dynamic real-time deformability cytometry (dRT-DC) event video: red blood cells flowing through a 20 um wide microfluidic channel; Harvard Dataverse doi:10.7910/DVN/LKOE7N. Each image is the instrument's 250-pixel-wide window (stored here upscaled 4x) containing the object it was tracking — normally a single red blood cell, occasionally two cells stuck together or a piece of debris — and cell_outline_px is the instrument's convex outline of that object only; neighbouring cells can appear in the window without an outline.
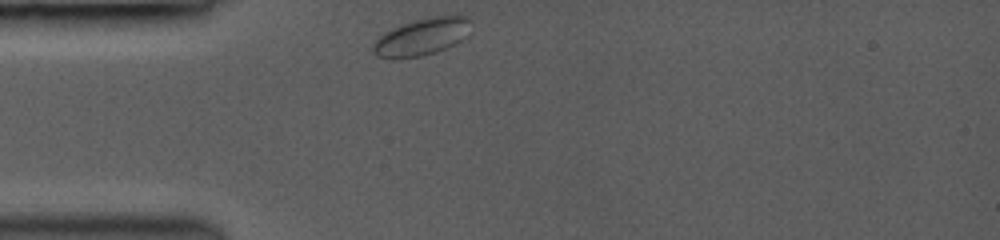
{"species": "common noctule bat (a hibernating species)", "species_latin": "Nyctalus noctula", "temperature_condition": "room temperature", "stored_images_in_passage": 5, "camera_frame_rate_fps": 3000, "um_per_image_px": 0.085, "animal": {"sex": "female", "body_mass_g": 19.0, "forearm_length_mm": 53.3}, "frame": {"image": 1, "passage_image": 1, "time_ms": 0.0, "image_size_px": [1000, 240], "cell_outline_px": [[468, 20], [464, 36], [460, 40], [436, 52], [420, 56], [396, 60], [376, 56], [372, 52], [372, 44], [384, 32], [400, 24], [432, 16], [468, 16]], "centroid_in_image_um": [35.72, 3.16], "position_along_channel_um": 49.3, "area_um2": 20.81}}
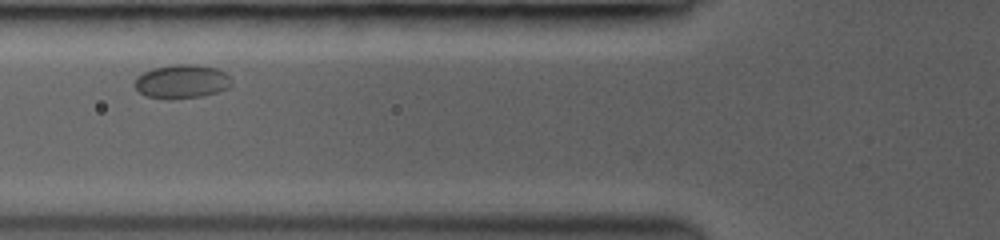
{"frame": {"image": 2, "passage_image": 3, "time_ms": 2.0, "image_size_px": [1000, 240], "cell_outline_px": [[232, 84], [228, 88], [216, 92], [200, 96], [144, 96], [136, 88], [136, 76], [152, 68], [172, 64], [196, 64], [216, 68], [224, 72], [232, 80]], "centroid_in_image_um": [15.48, 6.87], "position_along_channel_um": 110.3, "area_um2": 18.38}}
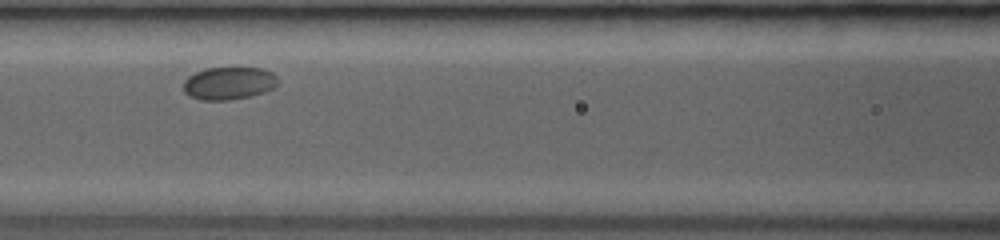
{"frame": {"image": 3, "passage_image": 4, "time_ms": 3.0, "image_size_px": [1000, 240], "cell_outline_px": [[280, 84], [264, 92], [252, 96], [232, 100], [200, 100], [184, 92], [184, 80], [188, 76], [204, 68], [264, 68], [272, 72], [280, 80]], "centroid_in_image_um": [19.49, 7.07], "position_along_channel_um": 147.1, "area_um2": 18.21}}